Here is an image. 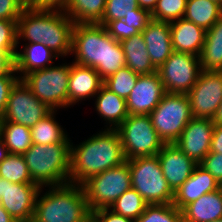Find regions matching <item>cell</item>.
Returning <instances> with one entry per match:
<instances>
[{
    "label": "cell",
    "mask_w": 222,
    "mask_h": 222,
    "mask_svg": "<svg viewBox=\"0 0 222 222\" xmlns=\"http://www.w3.org/2000/svg\"><path fill=\"white\" fill-rule=\"evenodd\" d=\"M63 11V12H62ZM74 22L64 10L27 6L17 21V38L42 43L58 56L72 52Z\"/></svg>",
    "instance_id": "obj_3"
},
{
    "label": "cell",
    "mask_w": 222,
    "mask_h": 222,
    "mask_svg": "<svg viewBox=\"0 0 222 222\" xmlns=\"http://www.w3.org/2000/svg\"><path fill=\"white\" fill-rule=\"evenodd\" d=\"M68 137L62 143L32 144L23 154L34 183L40 187L69 183L71 143Z\"/></svg>",
    "instance_id": "obj_5"
},
{
    "label": "cell",
    "mask_w": 222,
    "mask_h": 222,
    "mask_svg": "<svg viewBox=\"0 0 222 222\" xmlns=\"http://www.w3.org/2000/svg\"><path fill=\"white\" fill-rule=\"evenodd\" d=\"M17 21L0 19V49L7 52H17Z\"/></svg>",
    "instance_id": "obj_38"
},
{
    "label": "cell",
    "mask_w": 222,
    "mask_h": 222,
    "mask_svg": "<svg viewBox=\"0 0 222 222\" xmlns=\"http://www.w3.org/2000/svg\"><path fill=\"white\" fill-rule=\"evenodd\" d=\"M202 72L200 56L174 51L157 69L168 93L187 94Z\"/></svg>",
    "instance_id": "obj_11"
},
{
    "label": "cell",
    "mask_w": 222,
    "mask_h": 222,
    "mask_svg": "<svg viewBox=\"0 0 222 222\" xmlns=\"http://www.w3.org/2000/svg\"><path fill=\"white\" fill-rule=\"evenodd\" d=\"M147 205L143 197L131 187L116 199L109 210L135 221L144 212Z\"/></svg>",
    "instance_id": "obj_32"
},
{
    "label": "cell",
    "mask_w": 222,
    "mask_h": 222,
    "mask_svg": "<svg viewBox=\"0 0 222 222\" xmlns=\"http://www.w3.org/2000/svg\"><path fill=\"white\" fill-rule=\"evenodd\" d=\"M134 222H183L182 211L172 203L147 205Z\"/></svg>",
    "instance_id": "obj_34"
},
{
    "label": "cell",
    "mask_w": 222,
    "mask_h": 222,
    "mask_svg": "<svg viewBox=\"0 0 222 222\" xmlns=\"http://www.w3.org/2000/svg\"><path fill=\"white\" fill-rule=\"evenodd\" d=\"M0 136L11 154L23 155L33 144L29 127L9 121H0Z\"/></svg>",
    "instance_id": "obj_29"
},
{
    "label": "cell",
    "mask_w": 222,
    "mask_h": 222,
    "mask_svg": "<svg viewBox=\"0 0 222 222\" xmlns=\"http://www.w3.org/2000/svg\"><path fill=\"white\" fill-rule=\"evenodd\" d=\"M212 222H222V219L216 220V221H212Z\"/></svg>",
    "instance_id": "obj_53"
},
{
    "label": "cell",
    "mask_w": 222,
    "mask_h": 222,
    "mask_svg": "<svg viewBox=\"0 0 222 222\" xmlns=\"http://www.w3.org/2000/svg\"><path fill=\"white\" fill-rule=\"evenodd\" d=\"M138 76L129 67H123L104 80V86L125 100L135 86Z\"/></svg>",
    "instance_id": "obj_35"
},
{
    "label": "cell",
    "mask_w": 222,
    "mask_h": 222,
    "mask_svg": "<svg viewBox=\"0 0 222 222\" xmlns=\"http://www.w3.org/2000/svg\"><path fill=\"white\" fill-rule=\"evenodd\" d=\"M214 125H222V101L219 105V107L217 108V111L214 115V117L212 118Z\"/></svg>",
    "instance_id": "obj_49"
},
{
    "label": "cell",
    "mask_w": 222,
    "mask_h": 222,
    "mask_svg": "<svg viewBox=\"0 0 222 222\" xmlns=\"http://www.w3.org/2000/svg\"><path fill=\"white\" fill-rule=\"evenodd\" d=\"M82 186L91 212L110 208L117 198L132 187L128 162L89 178Z\"/></svg>",
    "instance_id": "obj_9"
},
{
    "label": "cell",
    "mask_w": 222,
    "mask_h": 222,
    "mask_svg": "<svg viewBox=\"0 0 222 222\" xmlns=\"http://www.w3.org/2000/svg\"><path fill=\"white\" fill-rule=\"evenodd\" d=\"M219 189H220L221 192H222V182H221L220 185H219Z\"/></svg>",
    "instance_id": "obj_52"
},
{
    "label": "cell",
    "mask_w": 222,
    "mask_h": 222,
    "mask_svg": "<svg viewBox=\"0 0 222 222\" xmlns=\"http://www.w3.org/2000/svg\"><path fill=\"white\" fill-rule=\"evenodd\" d=\"M213 129L212 119L192 118L174 144L200 164L210 152Z\"/></svg>",
    "instance_id": "obj_16"
},
{
    "label": "cell",
    "mask_w": 222,
    "mask_h": 222,
    "mask_svg": "<svg viewBox=\"0 0 222 222\" xmlns=\"http://www.w3.org/2000/svg\"><path fill=\"white\" fill-rule=\"evenodd\" d=\"M40 188L0 178V204L18 222H32Z\"/></svg>",
    "instance_id": "obj_14"
},
{
    "label": "cell",
    "mask_w": 222,
    "mask_h": 222,
    "mask_svg": "<svg viewBox=\"0 0 222 222\" xmlns=\"http://www.w3.org/2000/svg\"><path fill=\"white\" fill-rule=\"evenodd\" d=\"M0 178L12 183L36 184L28 171L25 159L21 154H9L0 163Z\"/></svg>",
    "instance_id": "obj_31"
},
{
    "label": "cell",
    "mask_w": 222,
    "mask_h": 222,
    "mask_svg": "<svg viewBox=\"0 0 222 222\" xmlns=\"http://www.w3.org/2000/svg\"><path fill=\"white\" fill-rule=\"evenodd\" d=\"M187 0H158L151 13V19L163 22H172L183 18Z\"/></svg>",
    "instance_id": "obj_37"
},
{
    "label": "cell",
    "mask_w": 222,
    "mask_h": 222,
    "mask_svg": "<svg viewBox=\"0 0 222 222\" xmlns=\"http://www.w3.org/2000/svg\"><path fill=\"white\" fill-rule=\"evenodd\" d=\"M27 6H31L36 0H23Z\"/></svg>",
    "instance_id": "obj_51"
},
{
    "label": "cell",
    "mask_w": 222,
    "mask_h": 222,
    "mask_svg": "<svg viewBox=\"0 0 222 222\" xmlns=\"http://www.w3.org/2000/svg\"><path fill=\"white\" fill-rule=\"evenodd\" d=\"M96 95V111L110 124L108 129H116L129 116L126 100L104 85Z\"/></svg>",
    "instance_id": "obj_25"
},
{
    "label": "cell",
    "mask_w": 222,
    "mask_h": 222,
    "mask_svg": "<svg viewBox=\"0 0 222 222\" xmlns=\"http://www.w3.org/2000/svg\"><path fill=\"white\" fill-rule=\"evenodd\" d=\"M20 78L17 76H1L0 77V117L3 114L7 101L10 95V91L14 84Z\"/></svg>",
    "instance_id": "obj_41"
},
{
    "label": "cell",
    "mask_w": 222,
    "mask_h": 222,
    "mask_svg": "<svg viewBox=\"0 0 222 222\" xmlns=\"http://www.w3.org/2000/svg\"><path fill=\"white\" fill-rule=\"evenodd\" d=\"M126 67H129L137 75H147L157 71L153 66L142 33L127 38H119Z\"/></svg>",
    "instance_id": "obj_24"
},
{
    "label": "cell",
    "mask_w": 222,
    "mask_h": 222,
    "mask_svg": "<svg viewBox=\"0 0 222 222\" xmlns=\"http://www.w3.org/2000/svg\"><path fill=\"white\" fill-rule=\"evenodd\" d=\"M103 84L104 80L95 69L73 62L70 65L68 104L72 106L83 98L96 97Z\"/></svg>",
    "instance_id": "obj_19"
},
{
    "label": "cell",
    "mask_w": 222,
    "mask_h": 222,
    "mask_svg": "<svg viewBox=\"0 0 222 222\" xmlns=\"http://www.w3.org/2000/svg\"><path fill=\"white\" fill-rule=\"evenodd\" d=\"M73 53L75 63L95 69L103 80L126 66L119 37L113 28L99 23L74 24Z\"/></svg>",
    "instance_id": "obj_1"
},
{
    "label": "cell",
    "mask_w": 222,
    "mask_h": 222,
    "mask_svg": "<svg viewBox=\"0 0 222 222\" xmlns=\"http://www.w3.org/2000/svg\"><path fill=\"white\" fill-rule=\"evenodd\" d=\"M26 7L23 0H0V19L18 21Z\"/></svg>",
    "instance_id": "obj_39"
},
{
    "label": "cell",
    "mask_w": 222,
    "mask_h": 222,
    "mask_svg": "<svg viewBox=\"0 0 222 222\" xmlns=\"http://www.w3.org/2000/svg\"><path fill=\"white\" fill-rule=\"evenodd\" d=\"M215 1L219 2L222 5V0H215Z\"/></svg>",
    "instance_id": "obj_54"
},
{
    "label": "cell",
    "mask_w": 222,
    "mask_h": 222,
    "mask_svg": "<svg viewBox=\"0 0 222 222\" xmlns=\"http://www.w3.org/2000/svg\"><path fill=\"white\" fill-rule=\"evenodd\" d=\"M151 20V14L140 7L133 9V13L126 15L113 30L119 38H127L142 32Z\"/></svg>",
    "instance_id": "obj_33"
},
{
    "label": "cell",
    "mask_w": 222,
    "mask_h": 222,
    "mask_svg": "<svg viewBox=\"0 0 222 222\" xmlns=\"http://www.w3.org/2000/svg\"><path fill=\"white\" fill-rule=\"evenodd\" d=\"M200 62L204 71H222V15L206 31Z\"/></svg>",
    "instance_id": "obj_26"
},
{
    "label": "cell",
    "mask_w": 222,
    "mask_h": 222,
    "mask_svg": "<svg viewBox=\"0 0 222 222\" xmlns=\"http://www.w3.org/2000/svg\"><path fill=\"white\" fill-rule=\"evenodd\" d=\"M41 189L36 198L32 222H79L91 213L82 185L66 183L51 186L39 198Z\"/></svg>",
    "instance_id": "obj_4"
},
{
    "label": "cell",
    "mask_w": 222,
    "mask_h": 222,
    "mask_svg": "<svg viewBox=\"0 0 222 222\" xmlns=\"http://www.w3.org/2000/svg\"><path fill=\"white\" fill-rule=\"evenodd\" d=\"M220 184L222 182V153L209 152L199 164Z\"/></svg>",
    "instance_id": "obj_40"
},
{
    "label": "cell",
    "mask_w": 222,
    "mask_h": 222,
    "mask_svg": "<svg viewBox=\"0 0 222 222\" xmlns=\"http://www.w3.org/2000/svg\"><path fill=\"white\" fill-rule=\"evenodd\" d=\"M69 0H36L31 6L39 9L64 10Z\"/></svg>",
    "instance_id": "obj_44"
},
{
    "label": "cell",
    "mask_w": 222,
    "mask_h": 222,
    "mask_svg": "<svg viewBox=\"0 0 222 222\" xmlns=\"http://www.w3.org/2000/svg\"><path fill=\"white\" fill-rule=\"evenodd\" d=\"M181 211L183 222H212L222 219V192L218 189L204 194Z\"/></svg>",
    "instance_id": "obj_22"
},
{
    "label": "cell",
    "mask_w": 222,
    "mask_h": 222,
    "mask_svg": "<svg viewBox=\"0 0 222 222\" xmlns=\"http://www.w3.org/2000/svg\"><path fill=\"white\" fill-rule=\"evenodd\" d=\"M9 150L7 149L3 138L0 136V163L9 155Z\"/></svg>",
    "instance_id": "obj_48"
},
{
    "label": "cell",
    "mask_w": 222,
    "mask_h": 222,
    "mask_svg": "<svg viewBox=\"0 0 222 222\" xmlns=\"http://www.w3.org/2000/svg\"><path fill=\"white\" fill-rule=\"evenodd\" d=\"M166 93L156 72L139 75L135 86L126 99L129 115H149Z\"/></svg>",
    "instance_id": "obj_15"
},
{
    "label": "cell",
    "mask_w": 222,
    "mask_h": 222,
    "mask_svg": "<svg viewBox=\"0 0 222 222\" xmlns=\"http://www.w3.org/2000/svg\"><path fill=\"white\" fill-rule=\"evenodd\" d=\"M171 41L176 52L200 56L205 42L206 31L184 18L170 22Z\"/></svg>",
    "instance_id": "obj_21"
},
{
    "label": "cell",
    "mask_w": 222,
    "mask_h": 222,
    "mask_svg": "<svg viewBox=\"0 0 222 222\" xmlns=\"http://www.w3.org/2000/svg\"><path fill=\"white\" fill-rule=\"evenodd\" d=\"M217 180L199 164L191 176L174 193L173 205L182 210L204 194L219 189Z\"/></svg>",
    "instance_id": "obj_20"
},
{
    "label": "cell",
    "mask_w": 222,
    "mask_h": 222,
    "mask_svg": "<svg viewBox=\"0 0 222 222\" xmlns=\"http://www.w3.org/2000/svg\"><path fill=\"white\" fill-rule=\"evenodd\" d=\"M79 222H96V219L93 212H91L86 218H84L83 220Z\"/></svg>",
    "instance_id": "obj_50"
},
{
    "label": "cell",
    "mask_w": 222,
    "mask_h": 222,
    "mask_svg": "<svg viewBox=\"0 0 222 222\" xmlns=\"http://www.w3.org/2000/svg\"><path fill=\"white\" fill-rule=\"evenodd\" d=\"M137 2L141 9H145L151 14L155 9L158 0H137Z\"/></svg>",
    "instance_id": "obj_46"
},
{
    "label": "cell",
    "mask_w": 222,
    "mask_h": 222,
    "mask_svg": "<svg viewBox=\"0 0 222 222\" xmlns=\"http://www.w3.org/2000/svg\"><path fill=\"white\" fill-rule=\"evenodd\" d=\"M17 52H7L0 49V77L15 76V56Z\"/></svg>",
    "instance_id": "obj_42"
},
{
    "label": "cell",
    "mask_w": 222,
    "mask_h": 222,
    "mask_svg": "<svg viewBox=\"0 0 222 222\" xmlns=\"http://www.w3.org/2000/svg\"><path fill=\"white\" fill-rule=\"evenodd\" d=\"M139 7L137 0H106L104 13L99 24L114 28L126 15Z\"/></svg>",
    "instance_id": "obj_36"
},
{
    "label": "cell",
    "mask_w": 222,
    "mask_h": 222,
    "mask_svg": "<svg viewBox=\"0 0 222 222\" xmlns=\"http://www.w3.org/2000/svg\"><path fill=\"white\" fill-rule=\"evenodd\" d=\"M51 111L52 109L36 98L24 81L19 79L10 91L0 121H9L31 128Z\"/></svg>",
    "instance_id": "obj_12"
},
{
    "label": "cell",
    "mask_w": 222,
    "mask_h": 222,
    "mask_svg": "<svg viewBox=\"0 0 222 222\" xmlns=\"http://www.w3.org/2000/svg\"><path fill=\"white\" fill-rule=\"evenodd\" d=\"M153 66L158 69L174 52L170 22L151 19L141 32Z\"/></svg>",
    "instance_id": "obj_18"
},
{
    "label": "cell",
    "mask_w": 222,
    "mask_h": 222,
    "mask_svg": "<svg viewBox=\"0 0 222 222\" xmlns=\"http://www.w3.org/2000/svg\"><path fill=\"white\" fill-rule=\"evenodd\" d=\"M193 118L212 119L222 101V71H204L186 94Z\"/></svg>",
    "instance_id": "obj_13"
},
{
    "label": "cell",
    "mask_w": 222,
    "mask_h": 222,
    "mask_svg": "<svg viewBox=\"0 0 222 222\" xmlns=\"http://www.w3.org/2000/svg\"><path fill=\"white\" fill-rule=\"evenodd\" d=\"M23 50L17 51L15 56V71L23 75L18 76L20 79L33 71L52 66V58L59 57L42 43H27Z\"/></svg>",
    "instance_id": "obj_23"
},
{
    "label": "cell",
    "mask_w": 222,
    "mask_h": 222,
    "mask_svg": "<svg viewBox=\"0 0 222 222\" xmlns=\"http://www.w3.org/2000/svg\"><path fill=\"white\" fill-rule=\"evenodd\" d=\"M210 152L222 153V125H214Z\"/></svg>",
    "instance_id": "obj_45"
},
{
    "label": "cell",
    "mask_w": 222,
    "mask_h": 222,
    "mask_svg": "<svg viewBox=\"0 0 222 222\" xmlns=\"http://www.w3.org/2000/svg\"><path fill=\"white\" fill-rule=\"evenodd\" d=\"M126 161L131 174V186L148 205L173 203L174 192L163 175L157 156Z\"/></svg>",
    "instance_id": "obj_6"
},
{
    "label": "cell",
    "mask_w": 222,
    "mask_h": 222,
    "mask_svg": "<svg viewBox=\"0 0 222 222\" xmlns=\"http://www.w3.org/2000/svg\"><path fill=\"white\" fill-rule=\"evenodd\" d=\"M126 160L157 156L165 143L157 135L149 115H129L116 129Z\"/></svg>",
    "instance_id": "obj_7"
},
{
    "label": "cell",
    "mask_w": 222,
    "mask_h": 222,
    "mask_svg": "<svg viewBox=\"0 0 222 222\" xmlns=\"http://www.w3.org/2000/svg\"><path fill=\"white\" fill-rule=\"evenodd\" d=\"M221 15L222 5L215 0H187L183 18L207 31Z\"/></svg>",
    "instance_id": "obj_27"
},
{
    "label": "cell",
    "mask_w": 222,
    "mask_h": 222,
    "mask_svg": "<svg viewBox=\"0 0 222 222\" xmlns=\"http://www.w3.org/2000/svg\"><path fill=\"white\" fill-rule=\"evenodd\" d=\"M149 116L157 135L165 144L175 143L193 118L187 95L168 92Z\"/></svg>",
    "instance_id": "obj_8"
},
{
    "label": "cell",
    "mask_w": 222,
    "mask_h": 222,
    "mask_svg": "<svg viewBox=\"0 0 222 222\" xmlns=\"http://www.w3.org/2000/svg\"><path fill=\"white\" fill-rule=\"evenodd\" d=\"M126 162L118 132L105 129L77 147L71 143L69 183L82 185L89 178Z\"/></svg>",
    "instance_id": "obj_2"
},
{
    "label": "cell",
    "mask_w": 222,
    "mask_h": 222,
    "mask_svg": "<svg viewBox=\"0 0 222 222\" xmlns=\"http://www.w3.org/2000/svg\"><path fill=\"white\" fill-rule=\"evenodd\" d=\"M55 113V110H52L30 128L33 144L62 143L67 138L68 135L64 132V129L55 121Z\"/></svg>",
    "instance_id": "obj_30"
},
{
    "label": "cell",
    "mask_w": 222,
    "mask_h": 222,
    "mask_svg": "<svg viewBox=\"0 0 222 222\" xmlns=\"http://www.w3.org/2000/svg\"><path fill=\"white\" fill-rule=\"evenodd\" d=\"M157 157L163 175L174 193L186 182L198 165L174 143L165 144Z\"/></svg>",
    "instance_id": "obj_17"
},
{
    "label": "cell",
    "mask_w": 222,
    "mask_h": 222,
    "mask_svg": "<svg viewBox=\"0 0 222 222\" xmlns=\"http://www.w3.org/2000/svg\"><path fill=\"white\" fill-rule=\"evenodd\" d=\"M70 65L49 66L26 74L22 80L50 109L68 107Z\"/></svg>",
    "instance_id": "obj_10"
},
{
    "label": "cell",
    "mask_w": 222,
    "mask_h": 222,
    "mask_svg": "<svg viewBox=\"0 0 222 222\" xmlns=\"http://www.w3.org/2000/svg\"><path fill=\"white\" fill-rule=\"evenodd\" d=\"M96 222H134V220L118 215L112 210L109 211V208H101L95 211H92Z\"/></svg>",
    "instance_id": "obj_43"
},
{
    "label": "cell",
    "mask_w": 222,
    "mask_h": 222,
    "mask_svg": "<svg viewBox=\"0 0 222 222\" xmlns=\"http://www.w3.org/2000/svg\"><path fill=\"white\" fill-rule=\"evenodd\" d=\"M106 0H69L64 12L75 24L100 23Z\"/></svg>",
    "instance_id": "obj_28"
},
{
    "label": "cell",
    "mask_w": 222,
    "mask_h": 222,
    "mask_svg": "<svg viewBox=\"0 0 222 222\" xmlns=\"http://www.w3.org/2000/svg\"><path fill=\"white\" fill-rule=\"evenodd\" d=\"M0 222H18L0 204Z\"/></svg>",
    "instance_id": "obj_47"
}]
</instances>
